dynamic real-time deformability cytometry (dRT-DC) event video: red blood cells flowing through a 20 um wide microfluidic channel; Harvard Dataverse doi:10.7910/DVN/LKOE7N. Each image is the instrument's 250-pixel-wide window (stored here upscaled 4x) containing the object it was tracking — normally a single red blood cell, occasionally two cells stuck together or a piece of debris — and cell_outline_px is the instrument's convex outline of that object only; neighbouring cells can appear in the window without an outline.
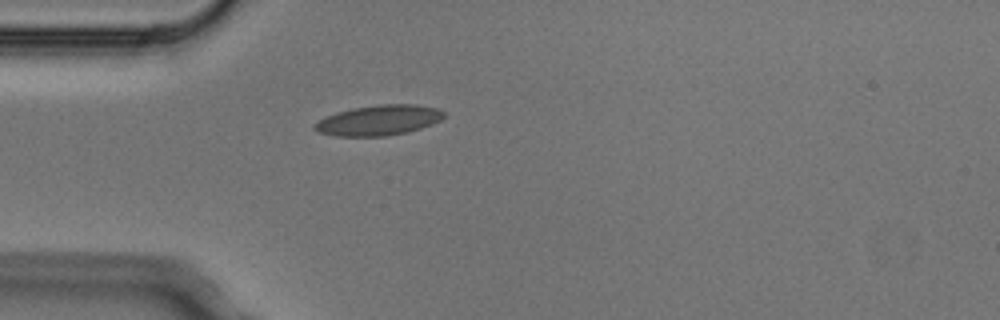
{"species": "Egyptian fruit bat (a non-hibernating species)", "species_latin": "Rousettus aegyptiacus", "temperature_condition": "cold", "stored_images_in_passage": 1, "camera_frame_rate_fps": 3000, "um_per_image_px": 0.085, "animal": {"sex": "male"}, "frame": {"image": 1, "passage_image": 1, "time_ms": 0.0, "image_size_px": [1000, 320], "cell_outline_px": [[444, 116], [440, 120], [432, 124], [408, 132], [388, 136], [336, 136], [320, 132], [312, 128], [312, 124], [336, 112], [352, 108], [380, 104], [416, 104], [440, 108], [444, 112]], "centroid_in_image_um": [32.21, 10.21], "position_along_channel_um": 52.8, "area_um2": 22.89}}